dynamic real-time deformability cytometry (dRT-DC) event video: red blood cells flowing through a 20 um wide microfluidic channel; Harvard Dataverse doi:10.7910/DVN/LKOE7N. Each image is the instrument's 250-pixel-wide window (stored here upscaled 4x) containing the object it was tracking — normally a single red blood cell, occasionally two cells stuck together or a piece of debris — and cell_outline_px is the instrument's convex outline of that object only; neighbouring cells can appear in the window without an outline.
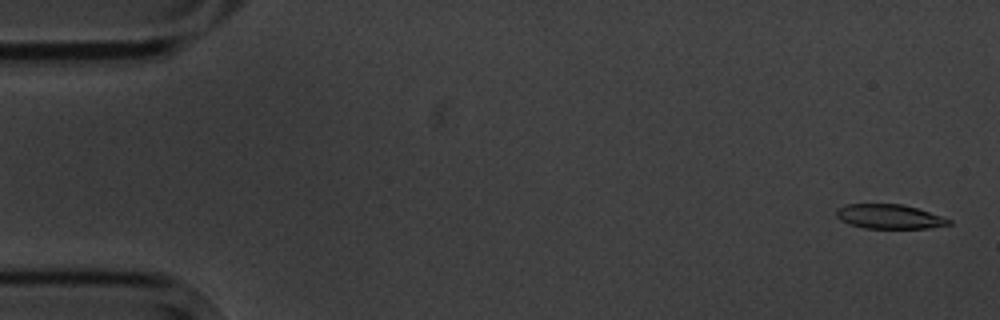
{"species": "common noctule bat (a hibernating species)", "species_latin": "Nyctalus noctula", "temperature_condition": "cold", "stored_images_in_passage": 6, "camera_frame_rate_fps": 3000, "um_per_image_px": 0.085, "animal": {"sex": "male", "body_mass_g": 20.1, "forearm_length_mm": 53.5}, "frame": {"image": 1, "passage_image": 1, "time_ms": 0.0, "image_size_px": [1000, 320], "cell_outline_px": [[952, 224], [928, 228], [864, 228], [848, 224], [840, 220], [836, 216], [836, 208], [848, 204], [900, 204], [916, 208], [952, 220]], "centroid_in_image_um": [75.55, 18.41], "position_along_channel_um": 9.4, "area_um2": 15.9}}
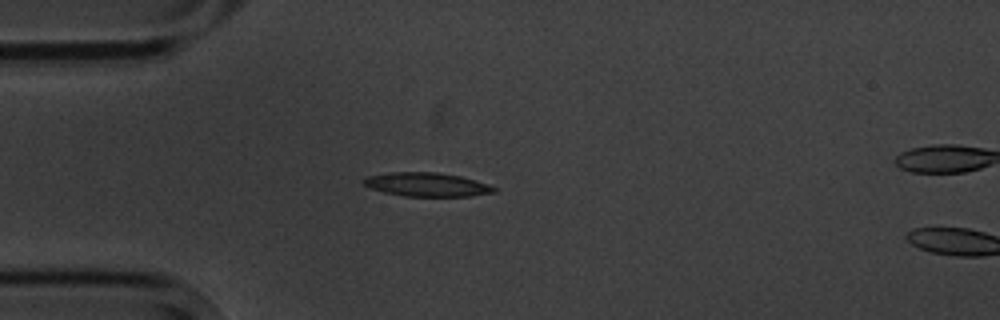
{"frame": {"image": 2, "passage_image": 5, "time_ms": 4.333, "image_size_px": [1000, 320], "cell_outline_px": [[496, 192], [472, 196], [404, 196], [384, 192], [372, 188], [364, 184], [360, 180], [364, 176], [392, 172], [436, 172], [460, 176], [488, 184], [496, 188]], "centroid_in_image_um": [36.25, 15.68], "position_along_channel_um": 48.7, "area_um2": 18.09}}